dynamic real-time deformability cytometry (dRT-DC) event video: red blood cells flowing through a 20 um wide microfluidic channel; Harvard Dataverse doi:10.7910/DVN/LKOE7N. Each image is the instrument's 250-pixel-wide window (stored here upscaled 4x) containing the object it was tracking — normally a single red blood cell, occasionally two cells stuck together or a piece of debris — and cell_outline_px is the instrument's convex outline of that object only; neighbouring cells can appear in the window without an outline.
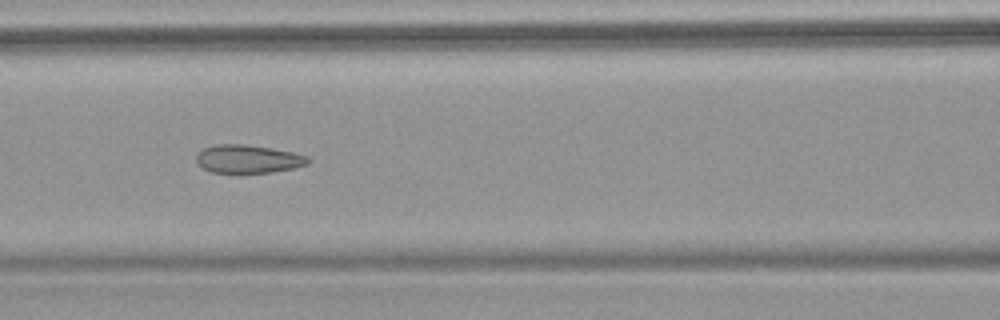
{"species": "common noctule bat (a hibernating species)", "species_latin": "Nyctalus noctula", "temperature_condition": "warm", "stored_images_in_passage": 8, "camera_frame_rate_fps": 3000, "um_per_image_px": 0.085, "animal": {"sex": "female", "body_mass_g": 18.4}, "frame": {"image": 1, "passage_image": 6, "time_ms": 7.333, "image_size_px": [1000, 320], "cell_outline_px": [[312, 160], [308, 164], [292, 168], [272, 172], [212, 172], [204, 168], [196, 160], [196, 156], [204, 148], [216, 144], [244, 144], [272, 148], [292, 152], [308, 156]], "centroid_in_image_um": [21.13, 13.5], "position_along_channel_um": 145.5, "area_um2": 18.15}}
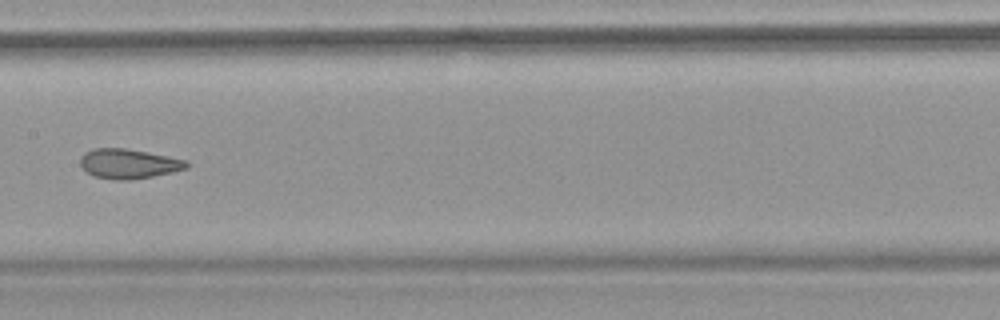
{"frame": {"image": 2, "passage_image": 7, "time_ms": 8.667, "image_size_px": [1000, 320], "cell_outline_px": [[188, 168], [172, 172], [152, 176], [128, 180], [116, 180], [96, 176], [88, 172], [80, 164], [80, 156], [84, 152], [92, 148], [124, 148], [148, 152], [188, 160]], "centroid_in_image_um": [10.94, 13.9], "position_along_channel_um": 196.5, "area_um2": 18.32}}
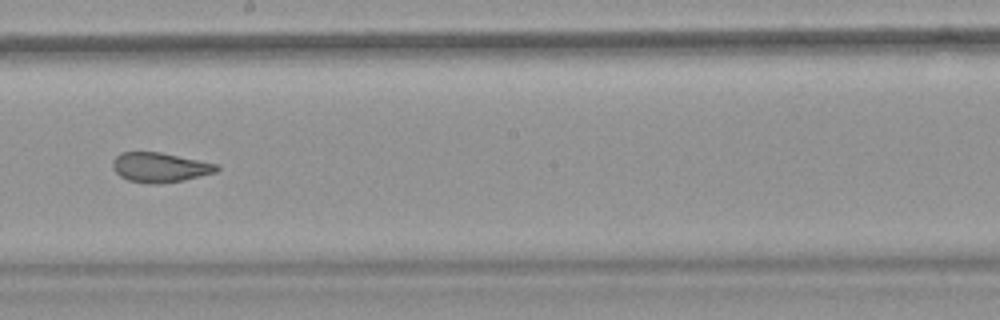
{"frame": {"image": 3, "passage_image": 8, "time_ms": 9.667, "image_size_px": [1000, 320], "cell_outline_px": [[220, 168], [216, 172], [184, 180], [156, 184], [148, 184], [128, 180], [120, 176], [112, 168], [112, 160], [120, 152], [160, 152], [216, 164]], "centroid_in_image_um": [13.55, 14.23], "position_along_channel_um": 234.7, "area_um2": 17.92}}